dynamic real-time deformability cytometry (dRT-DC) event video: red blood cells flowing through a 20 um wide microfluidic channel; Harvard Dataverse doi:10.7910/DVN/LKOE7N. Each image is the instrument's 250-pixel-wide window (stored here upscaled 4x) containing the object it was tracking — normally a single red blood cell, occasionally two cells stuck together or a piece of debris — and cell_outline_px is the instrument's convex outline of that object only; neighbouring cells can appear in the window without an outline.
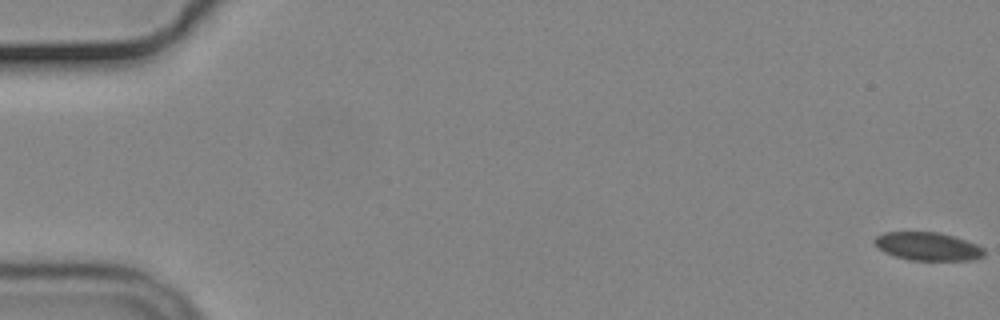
{"species": "common noctule bat (a hibernating species)", "species_latin": "Nyctalus noctula", "temperature_condition": "cold", "stored_images_in_passage": 7, "camera_frame_rate_fps": 3000, "um_per_image_px": 0.085, "animal": {"sex": "male", "body_mass_g": 19.2, "forearm_length_mm": 51.8}, "frame": {"image": 1, "passage_image": 1, "time_ms": 0.0, "image_size_px": [1000, 320], "cell_outline_px": [[984, 256], [972, 260], [908, 260], [884, 252], [872, 240], [876, 236], [884, 232], [936, 232], [952, 236], [976, 244], [984, 248]], "centroid_in_image_um": [78.85, 20.94], "position_along_channel_um": 6.2, "area_um2": 17.86}}